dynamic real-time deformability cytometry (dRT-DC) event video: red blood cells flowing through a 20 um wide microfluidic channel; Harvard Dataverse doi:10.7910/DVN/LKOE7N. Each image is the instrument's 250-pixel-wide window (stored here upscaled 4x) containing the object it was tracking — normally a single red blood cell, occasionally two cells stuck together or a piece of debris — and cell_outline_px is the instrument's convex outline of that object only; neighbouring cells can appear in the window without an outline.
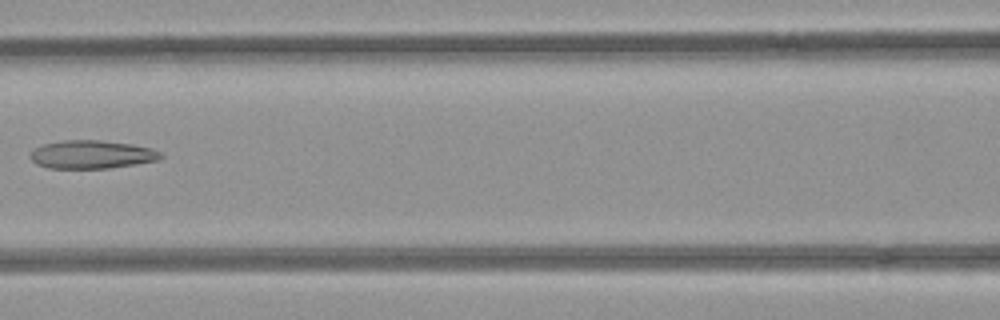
{"species": "common noctule bat (a hibernating species)", "species_latin": "Nyctalus noctula", "temperature_condition": "room temperature", "stored_images_in_passage": 7, "camera_frame_rate_fps": 3000, "um_per_image_px": 0.085, "animal": {"sex": "female", "body_mass_g": 21.9}, "frame": {"image": 1, "passage_image": 6, "time_ms": 1.667, "image_size_px": [1000, 320], "cell_outline_px": [[164, 156], [160, 160], [112, 168], [48, 168], [36, 164], [28, 156], [36, 148], [44, 144], [64, 140], [100, 140], [132, 144], [152, 148], [160, 152]], "centroid_in_image_um": [7.83, 13.13], "position_along_channel_um": 158.8, "area_um2": 21.56}}
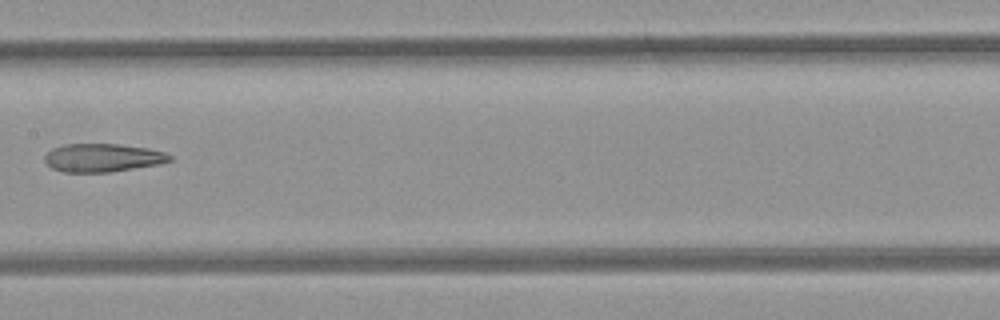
{"frame": {"image": 2, "passage_image": 7, "time_ms": 2.0, "image_size_px": [1000, 320], "cell_outline_px": [[172, 160], [160, 164], [112, 172], [64, 172], [52, 168], [44, 160], [44, 156], [52, 148], [64, 144], [120, 144], [148, 148], [164, 152], [172, 156]], "centroid_in_image_um": [8.74, 13.41], "position_along_channel_um": 198.7, "area_um2": 20.69}}